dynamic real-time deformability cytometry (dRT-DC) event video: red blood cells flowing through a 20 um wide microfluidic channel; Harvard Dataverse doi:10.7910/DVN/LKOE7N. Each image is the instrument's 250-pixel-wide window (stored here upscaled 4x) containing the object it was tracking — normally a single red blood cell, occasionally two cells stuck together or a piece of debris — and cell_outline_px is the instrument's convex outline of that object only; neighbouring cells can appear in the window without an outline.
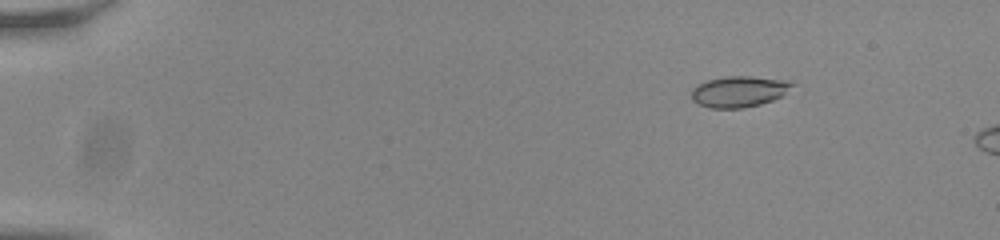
{"species": "common noctule bat (a hibernating species)", "species_latin": "Nyctalus noctula", "temperature_condition": "room temperature", "stored_images_in_passage": 13, "camera_frame_rate_fps": 3000, "um_per_image_px": 0.085, "animal": {"sex": "male", "body_mass_g": 20.0, "forearm_length_mm": 53.3}, "frame": {"image": 1, "passage_image": 8, "time_ms": 2.333, "image_size_px": [1000, 240], "cell_outline_px": [[796, 84], [780, 96], [772, 100], [760, 104], [740, 108], [712, 108], [700, 104], [692, 100], [692, 88], [708, 80], [728, 76], [748, 76], [780, 80]], "centroid_in_image_um": [62.78, 7.78], "position_along_channel_um": 22.2, "area_um2": 17.69}}